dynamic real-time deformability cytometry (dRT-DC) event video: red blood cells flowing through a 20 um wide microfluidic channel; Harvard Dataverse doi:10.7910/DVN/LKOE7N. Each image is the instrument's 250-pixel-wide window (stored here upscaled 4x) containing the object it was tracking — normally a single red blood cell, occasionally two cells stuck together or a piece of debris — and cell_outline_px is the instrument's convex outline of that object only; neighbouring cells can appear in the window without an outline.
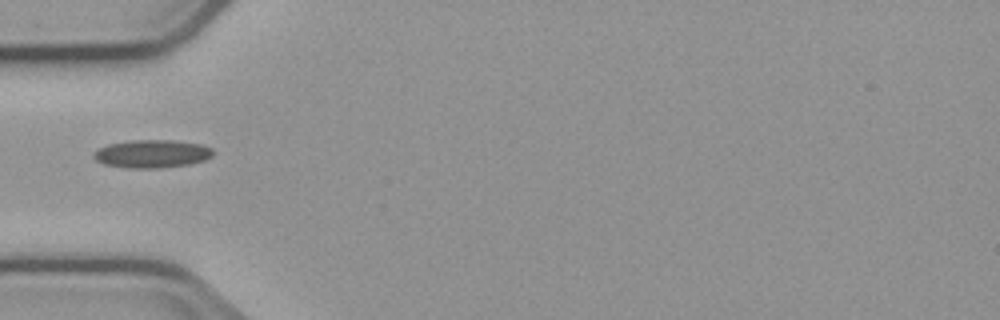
{"species": "common noctule bat (a hibernating species)", "species_latin": "Nyctalus noctula", "temperature_condition": "cold", "stored_images_in_passage": 8, "camera_frame_rate_fps": 3000, "um_per_image_px": 0.085, "animal": {"sex": "male", "body_mass_g": 23.1, "forearm_length_mm": 52.7}, "frame": {"image": 1, "passage_image": 4, "time_ms": 5.0, "image_size_px": [1000, 320], "cell_outline_px": [[212, 156], [204, 160], [188, 164], [156, 168], [128, 168], [104, 164], [96, 160], [92, 156], [92, 152], [108, 144], [132, 140], [172, 140], [200, 144], [212, 148]], "centroid_in_image_um": [12.88, 13.07], "position_along_channel_um": 72.1, "area_um2": 19.36}}
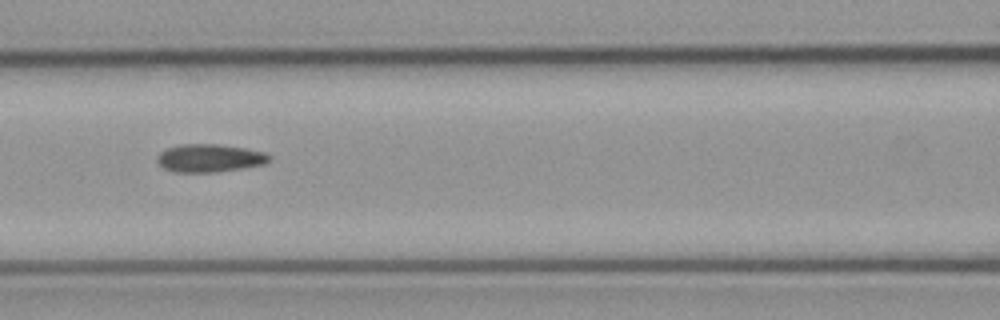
{"frame": {"image": 2, "passage_image": 6, "time_ms": 7.0, "image_size_px": [1000, 320], "cell_outline_px": [[272, 156], [264, 164], [244, 168], [216, 172], [172, 172], [164, 168], [156, 160], [156, 156], [160, 152], [168, 148], [180, 144], [216, 144], [244, 148], [264, 152]], "centroid_in_image_um": [17.79, 13.44], "position_along_channel_um": 148.8, "area_um2": 18.26}}
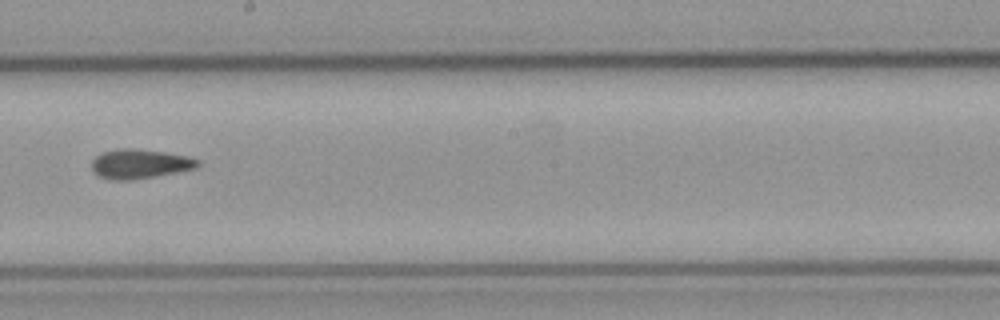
{"frame": {"image": 3, "passage_image": 8, "time_ms": 9.333, "image_size_px": [1000, 320], "cell_outline_px": [[200, 164], [196, 168], [152, 176], [128, 180], [112, 180], [100, 176], [92, 168], [92, 160], [96, 156], [104, 152], [116, 148], [136, 148], [164, 152], [188, 156], [200, 160]], "centroid_in_image_um": [11.89, 13.91], "position_along_channel_um": 236.3, "area_um2": 17.92}}